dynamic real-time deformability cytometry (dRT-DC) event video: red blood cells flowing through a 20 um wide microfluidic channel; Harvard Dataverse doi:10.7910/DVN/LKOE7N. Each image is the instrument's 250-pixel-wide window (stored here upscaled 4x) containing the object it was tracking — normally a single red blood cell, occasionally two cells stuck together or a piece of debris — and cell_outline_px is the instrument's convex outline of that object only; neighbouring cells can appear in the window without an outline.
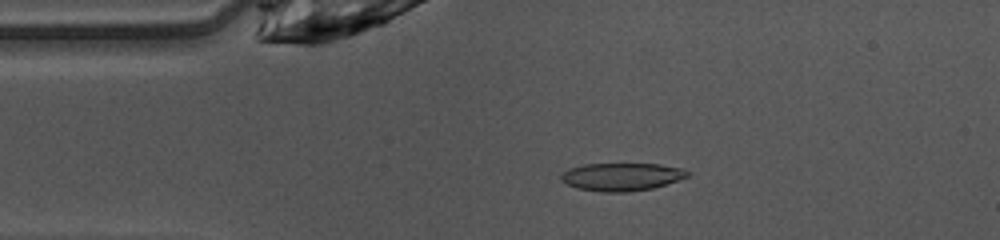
{"species": "common noctule bat (a hibernating species)", "species_latin": "Nyctalus noctula", "temperature_condition": "warm", "stored_images_in_passage": 47, "camera_frame_rate_fps": 3000, "um_per_image_px": 0.085, "animal": {"sex": "female", "body_mass_g": 10.0, "forearm_length_mm": 53.1}, "frame": {"image": 1, "passage_image": 8, "time_ms": 2.333, "image_size_px": [1000, 240], "cell_outline_px": [[692, 172], [688, 176], [652, 188], [628, 192], [600, 192], [576, 188], [560, 180], [560, 176], [568, 168], [584, 164], [660, 164], [684, 168]], "centroid_in_image_um": [52.83, 15.02], "position_along_channel_um": 32.2, "area_um2": 20.58}}
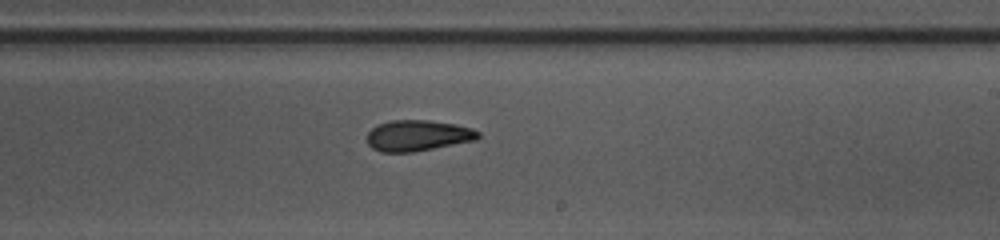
{"frame": {"image": 2, "passage_image": 26, "time_ms": 8.333, "image_size_px": [1000, 240], "cell_outline_px": [[480, 136], [476, 140], [412, 152], [380, 152], [372, 148], [368, 144], [368, 132], [376, 124], [392, 120], [428, 120], [456, 124], [472, 128], [480, 132]], "centroid_in_image_um": [35.51, 11.51], "position_along_channel_um": 253.5, "area_um2": 20.06}}
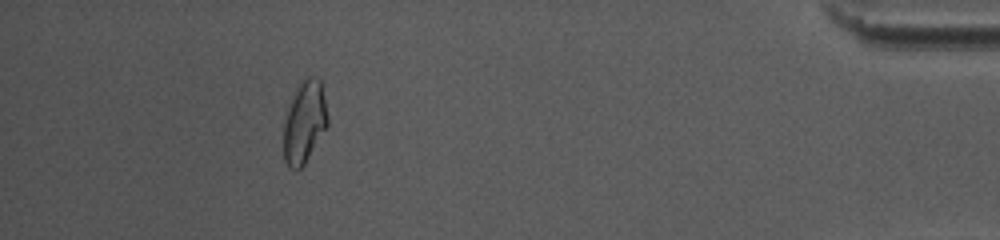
{"frame": {"image": 3, "passage_image": 42, "time_ms": 13.667, "image_size_px": [1000, 240], "cell_outline_px": [[328, 124], [304, 164], [300, 168], [288, 168], [284, 160], [284, 124], [288, 108], [292, 96], [296, 88], [308, 76], [312, 76], [320, 80], [328, 116]], "centroid_in_image_um": [25.87, 10.38], "position_along_channel_um": 409.3, "area_um2": 20.63}, "authors_computed_cell_mechanics": {"area_um2": 20.5768, "velocity_mm_per_s": 4.1049, "shape_relaxation_time_tau1_ms": 9.2357, "shape_relaxation_time_tau2_ms": 2.5499, "deformation_change_tau1": 0.2057, "deformation_change_tau2": 0.0892}}